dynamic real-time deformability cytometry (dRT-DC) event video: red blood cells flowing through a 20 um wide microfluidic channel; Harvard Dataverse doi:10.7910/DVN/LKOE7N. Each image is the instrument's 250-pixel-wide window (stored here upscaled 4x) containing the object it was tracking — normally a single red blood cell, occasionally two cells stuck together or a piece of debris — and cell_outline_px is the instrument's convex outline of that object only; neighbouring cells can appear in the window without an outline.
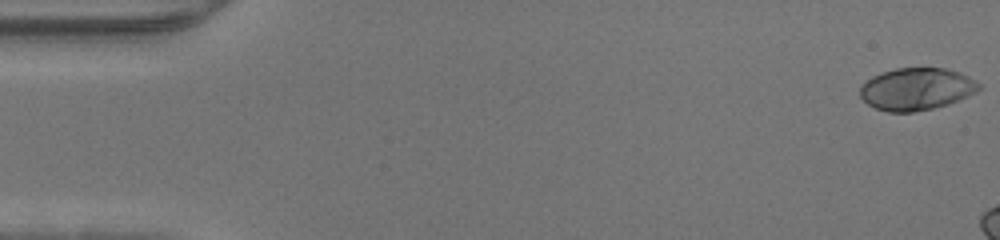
{"species": "human", "species_latin": "Homo sapiens", "temperature_condition": "warm", "stored_images_in_passage": 12, "camera_frame_rate_fps": 3000, "um_per_image_px": 0.085, "donor": {"sex": "male"}, "frame": {"image": 1, "passage_image": 1, "time_ms": 0.0, "image_size_px": [1000, 240], "cell_outline_px": [[980, 88], [976, 92], [968, 96], [948, 104], [932, 108], [912, 112], [888, 112], [876, 108], [868, 104], [860, 96], [860, 88], [872, 76], [880, 72], [896, 68], [944, 68], [960, 72], [968, 76], [980, 84]], "centroid_in_image_um": [77.9, 7.56], "position_along_channel_um": 7.1, "area_um2": 29.13}}